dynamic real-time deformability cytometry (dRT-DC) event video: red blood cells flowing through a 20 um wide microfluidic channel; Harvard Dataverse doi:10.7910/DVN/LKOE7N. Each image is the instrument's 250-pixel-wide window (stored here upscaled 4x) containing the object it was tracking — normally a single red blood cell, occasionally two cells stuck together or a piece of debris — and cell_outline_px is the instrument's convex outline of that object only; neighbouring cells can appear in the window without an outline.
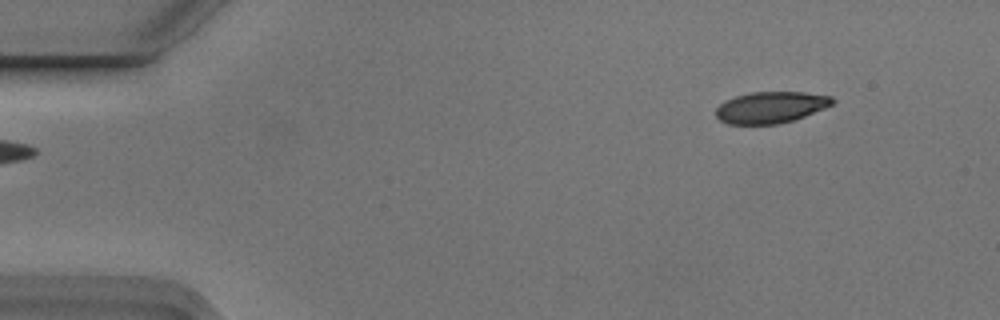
{"species": "Egyptian fruit bat (a non-hibernating species)", "species_latin": "Rousettus aegyptiacus", "temperature_condition": "cold", "stored_images_in_passage": 4, "camera_frame_rate_fps": 3000, "um_per_image_px": 0.085, "animal": {"sex": "male"}, "frame": {"image": 1, "passage_image": 4, "time_ms": 1.0, "image_size_px": [1000, 320], "cell_outline_px": [[836, 100], [832, 104], [824, 108], [804, 116], [780, 124], [728, 124], [720, 120], [716, 116], [716, 108], [720, 104], [736, 96], [752, 92], [804, 92], [832, 96]], "centroid_in_image_um": [65.53, 9.12], "position_along_channel_um": 19.5, "area_um2": 21.21}}